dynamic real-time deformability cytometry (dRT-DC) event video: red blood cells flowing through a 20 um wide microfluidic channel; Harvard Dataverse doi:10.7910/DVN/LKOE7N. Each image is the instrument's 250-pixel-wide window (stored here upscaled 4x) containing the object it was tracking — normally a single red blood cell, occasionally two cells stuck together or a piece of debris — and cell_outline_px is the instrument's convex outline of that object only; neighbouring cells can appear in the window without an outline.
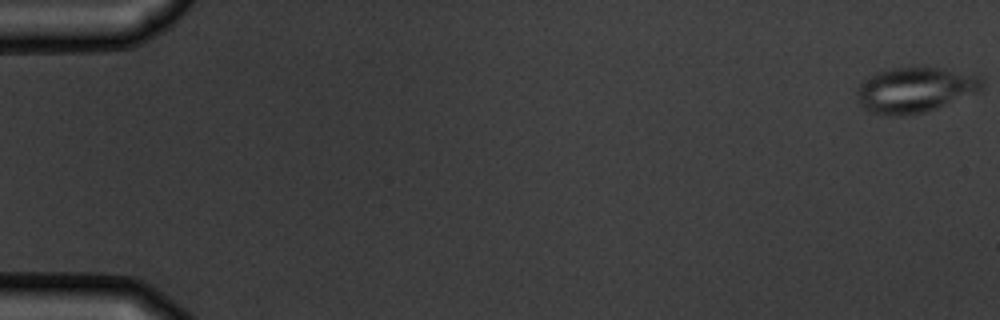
{"species": "common noctule bat (a hibernating species)", "species_latin": "Nyctalus noctula", "temperature_condition": "warm", "stored_images_in_passage": 7, "camera_frame_rate_fps": 3000, "um_per_image_px": 0.085, "animal": {"sex": "male", "body_mass_g": 19.5, "forearm_length_mm": 54.6}, "frame": {"image": 1, "passage_image": 1, "time_ms": 0.0, "image_size_px": [1000, 320], "cell_outline_px": [[984, 88], [980, 92], [936, 108], [924, 112], [900, 116], [892, 116], [868, 112], [860, 104], [856, 88], [864, 80], [880, 72], [892, 68], [924, 64], [980, 76], [984, 80]], "centroid_in_image_um": [77.83, 7.61], "position_along_channel_um": 7.2, "area_um2": 33.64}}